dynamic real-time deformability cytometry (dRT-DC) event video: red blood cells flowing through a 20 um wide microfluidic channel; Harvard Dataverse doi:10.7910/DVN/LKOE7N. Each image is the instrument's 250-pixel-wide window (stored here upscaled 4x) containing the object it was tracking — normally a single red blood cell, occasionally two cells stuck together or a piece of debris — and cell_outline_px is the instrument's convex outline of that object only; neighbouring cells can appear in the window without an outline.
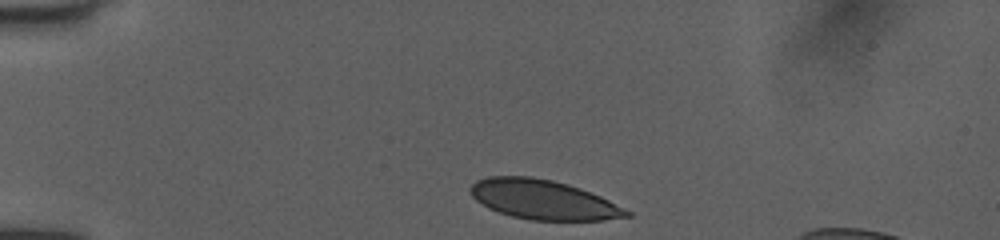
{"species": "human", "species_latin": "Homo sapiens", "temperature_condition": "room temperature", "stored_images_in_passage": 35, "camera_frame_rate_fps": 3000, "um_per_image_px": 0.085, "donor": {"sex": "female"}, "frame": {"image": 1, "passage_image": 1, "time_ms": 0.0, "image_size_px": [1000, 240], "cell_outline_px": [[632, 216], [604, 220], [532, 220], [512, 216], [488, 208], [476, 200], [472, 196], [468, 188], [476, 180], [488, 176], [532, 176], [552, 180], [568, 184], [580, 188], [600, 196], [632, 212]], "centroid_in_image_um": [46.16, 16.96], "position_along_channel_um": 38.8, "area_um2": 35.95}}
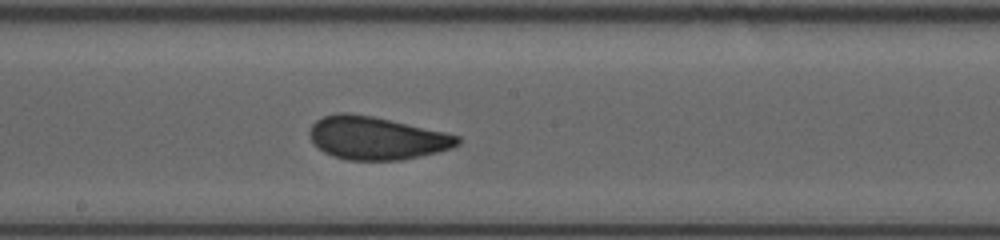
{"frame": {"image": 2, "passage_image": 18, "time_ms": 5.667, "image_size_px": [1000, 240], "cell_outline_px": [[460, 144], [452, 148], [420, 156], [400, 160], [348, 160], [332, 156], [324, 152], [312, 144], [308, 136], [308, 132], [312, 124], [316, 120], [324, 116], [336, 112], [348, 112], [372, 116], [444, 132], [460, 136]], "centroid_in_image_um": [31.94, 11.73], "position_along_channel_um": 216.3, "area_um2": 37.17}}
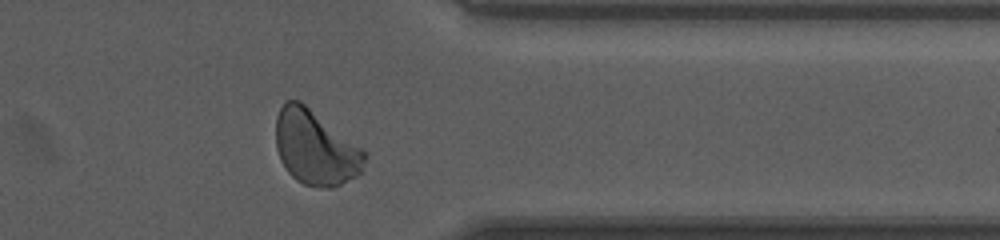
{"frame": {"image": 3, "passage_image": 31, "time_ms": 10.0, "image_size_px": [1000, 240], "cell_outline_px": [[368, 152], [360, 172], [356, 176], [332, 188], [320, 188], [304, 184], [296, 180], [288, 172], [280, 160], [276, 148], [276, 116], [284, 100], [300, 100]], "centroid_in_image_um": [26.8, 12.54], "position_along_channel_um": 384.6, "area_um2": 38.78}, "authors_computed_cell_mechanics": {"area_um2": 36.8186, "velocity_mm_per_s": 4.0368, "shape_relaxation_time_tau1_ms": 4.8954, "shape_relaxation_time_tau2_ms": 0.6833, "deformation_change_tau1": 0.13, "deformation_change_tau2": 0.057}}